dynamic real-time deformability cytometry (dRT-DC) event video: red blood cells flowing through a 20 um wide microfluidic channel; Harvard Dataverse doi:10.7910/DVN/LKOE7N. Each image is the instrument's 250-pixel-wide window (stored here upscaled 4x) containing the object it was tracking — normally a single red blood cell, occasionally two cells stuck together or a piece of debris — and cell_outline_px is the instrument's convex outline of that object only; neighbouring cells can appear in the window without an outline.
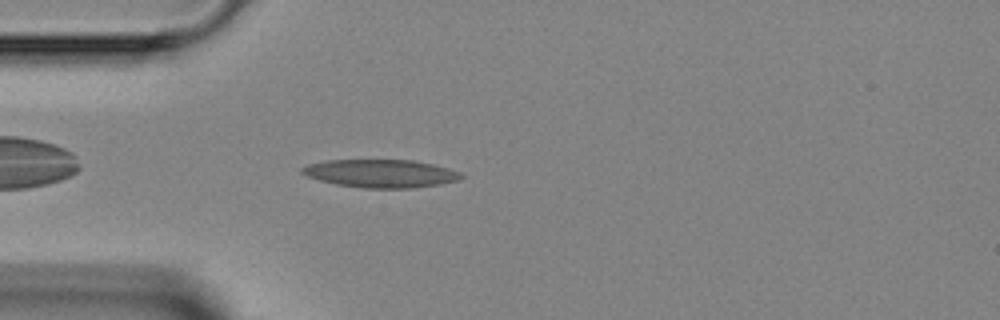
{"species": "Egyptian fruit bat (a non-hibernating species)", "species_latin": "Rousettus aegyptiacus", "temperature_condition": "room temperature", "stored_images_in_passage": 37, "camera_frame_rate_fps": 3000, "um_per_image_px": 0.085, "animal": {"sex": "female"}, "frame": {"image": 1, "passage_image": 3, "time_ms": 0.667, "image_size_px": [1000, 320], "cell_outline_px": [[464, 176], [460, 180], [440, 184], [412, 188], [364, 188], [336, 184], [320, 180], [308, 176], [300, 172], [300, 168], [308, 164], [324, 160], [412, 160], [432, 164], [448, 168], [460, 172]], "centroid_in_image_um": [32.36, 14.74], "position_along_channel_um": 52.6, "area_um2": 26.01}}
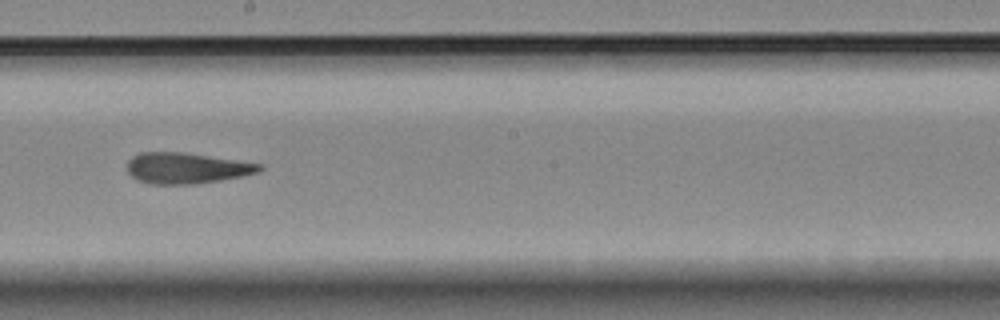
{"frame": {"image": 2, "passage_image": 16, "time_ms": 5.0, "image_size_px": [1000, 320], "cell_outline_px": [[264, 168], [260, 172], [244, 176], [196, 184], [152, 184], [136, 180], [128, 172], [128, 160], [132, 156], [140, 152], [184, 152], [264, 164]], "centroid_in_image_um": [15.89, 14.29], "position_along_channel_um": 232.3, "area_um2": 24.04}}
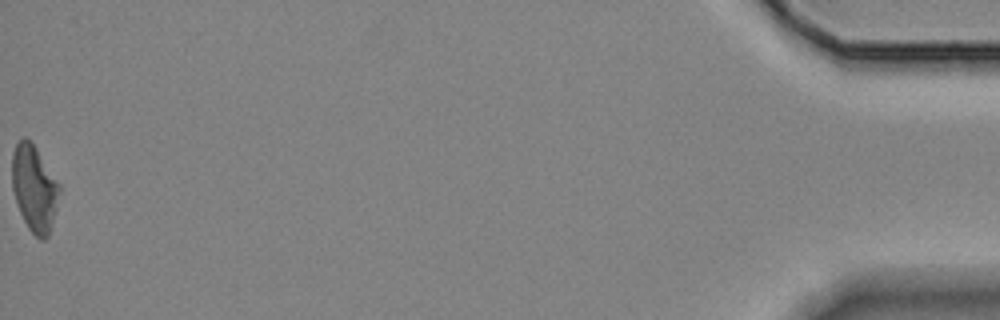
{"frame": {"image": 3, "passage_image": 37, "time_ms": 12.0, "image_size_px": [1000, 320], "cell_outline_px": [[60, 192], [56, 208], [48, 236], [44, 240], [40, 240], [28, 228], [16, 204], [12, 188], [12, 152], [16, 144], [24, 136], [36, 148], [60, 184]], "centroid_in_image_um": [2.9, 16.01], "position_along_channel_um": 432.3, "area_um2": 23.64}}